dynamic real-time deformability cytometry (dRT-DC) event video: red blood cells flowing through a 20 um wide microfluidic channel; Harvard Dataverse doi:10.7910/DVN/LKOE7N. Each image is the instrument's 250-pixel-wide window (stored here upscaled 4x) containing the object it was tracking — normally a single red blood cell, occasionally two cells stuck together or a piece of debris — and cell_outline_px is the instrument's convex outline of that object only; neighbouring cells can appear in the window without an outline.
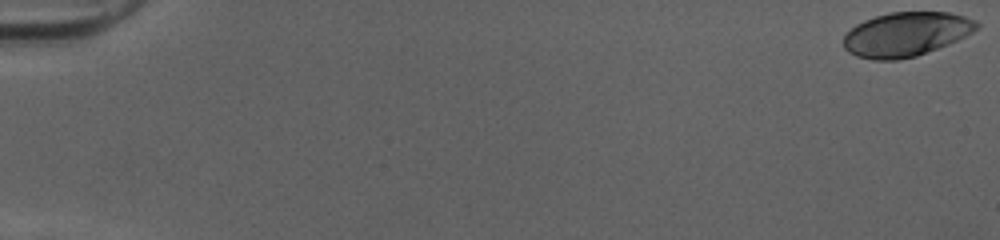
{"species": "human", "species_latin": "Homo sapiens", "temperature_condition": "cold", "stored_images_in_passage": 52, "camera_frame_rate_fps": 3000, "um_per_image_px": 0.085, "donor": {"sex": "female"}, "frame": {"image": 1, "passage_image": 1, "time_ms": 0.0, "image_size_px": [1000, 240], "cell_outline_px": [[980, 28], [948, 44], [916, 56], [896, 60], [872, 60], [856, 56], [848, 52], [844, 48], [844, 36], [856, 24], [864, 20], [876, 16], [892, 12], [948, 12], [964, 16], [976, 20], [980, 24]], "centroid_in_image_um": [77.02, 2.91], "position_along_channel_um": 8.0, "area_um2": 34.22}}
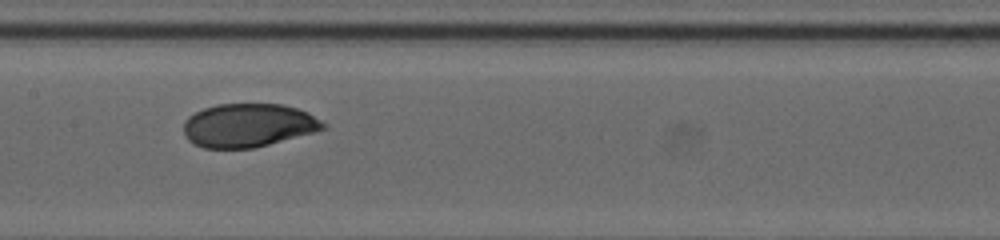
{"frame": {"image": 2, "passage_image": 28, "time_ms": 9.0, "image_size_px": [1000, 240], "cell_outline_px": [[328, 128], [268, 144], [252, 148], [204, 148], [188, 140], [184, 132], [184, 120], [188, 116], [204, 108], [216, 104], [280, 104], [296, 108], [308, 112], [328, 124]], "centroid_in_image_um": [21.11, 10.64], "position_along_channel_um": 186.3, "area_um2": 35.26}}
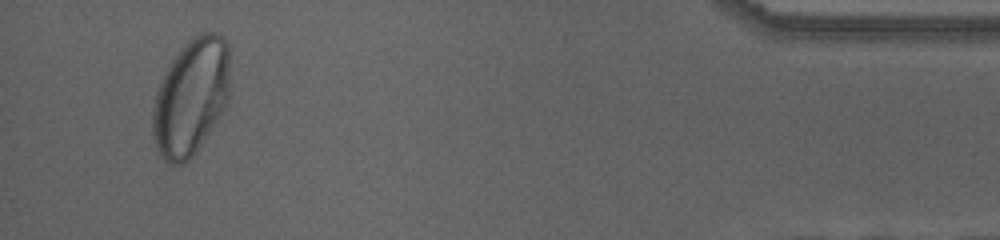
{"frame": {"image": 3, "passage_image": 50, "time_ms": 16.333, "image_size_px": [1000, 240], "cell_outline_px": [[228, 104], [196, 152], [184, 164], [168, 164], [160, 156], [156, 148], [152, 136], [152, 108], [156, 92], [168, 64], [188, 40], [192, 36], [200, 32], [216, 32], [228, 44]], "centroid_in_image_um": [16.2, 8.27], "position_along_channel_um": 419.0, "area_um2": 52.77}, "authors_computed_cell_mechanics": {"area_um2": 35.9516, "velocity_mm_per_s": 4.0272, "shape_relaxation_time_tau1_ms": 4.2234, "shape_relaxation_time_tau2_ms": null, "deformation_change_tau1": 0.1672, "deformation_change_tau2": null}}